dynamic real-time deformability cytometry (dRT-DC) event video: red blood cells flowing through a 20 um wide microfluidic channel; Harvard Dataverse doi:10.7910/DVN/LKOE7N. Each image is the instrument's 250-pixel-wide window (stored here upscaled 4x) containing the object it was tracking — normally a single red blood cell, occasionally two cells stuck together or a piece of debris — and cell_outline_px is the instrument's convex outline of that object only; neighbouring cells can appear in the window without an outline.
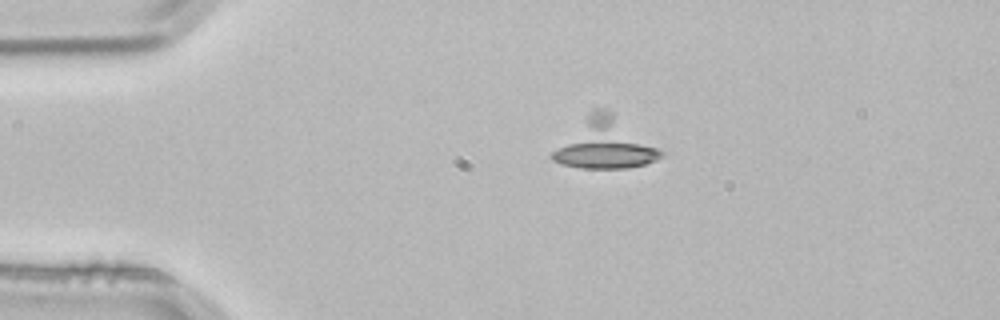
{"species": "common noctule bat (a hibernating species)", "species_latin": "Nyctalus noctula", "temperature_condition": "room temperature", "stored_images_in_passage": 3, "segment_of_instrument_passage": [2, 2], "camera_frame_rate_fps": 3000, "um_per_image_px": 0.085, "animal": {"sex": "male", "body_mass_g": 21.5, "forearm_length_mm": 52.0}, "frame": {"image": 1, "passage_image": 2, "time_ms": 0.333, "image_size_px": [1000, 320], "cell_outline_px": [[668, 152], [664, 156], [656, 160], [644, 164], [628, 168], [580, 168], [560, 164], [552, 160], [548, 156], [588, 112], [592, 108], [608, 108]], "centroid_in_image_um": [51.49, 12.21], "position_along_channel_um": 33.5, "area_um2": 32.25}}